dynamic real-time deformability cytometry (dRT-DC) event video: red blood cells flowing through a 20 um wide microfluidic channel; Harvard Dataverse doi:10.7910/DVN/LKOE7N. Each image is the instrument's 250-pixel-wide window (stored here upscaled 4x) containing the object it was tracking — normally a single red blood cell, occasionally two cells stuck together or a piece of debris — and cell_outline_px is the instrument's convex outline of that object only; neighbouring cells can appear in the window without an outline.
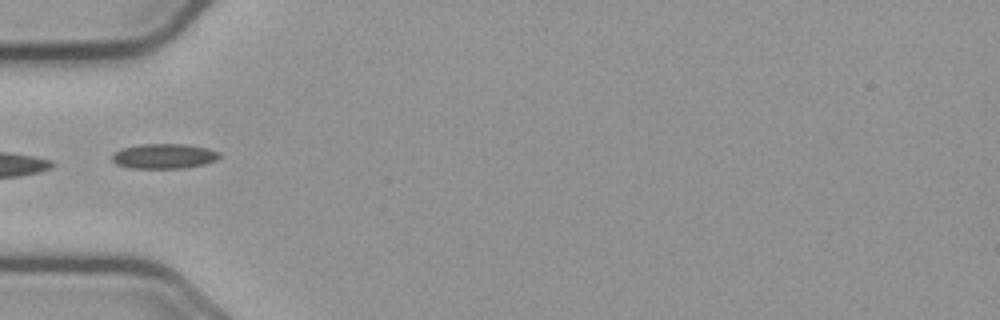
{"species": "common noctule bat (a hibernating species)", "species_latin": "Nyctalus noctula", "temperature_condition": "cold", "stored_images_in_passage": 22, "camera_frame_rate_fps": 3000, "um_per_image_px": 0.085, "animal": {"sex": "male", "body_mass_g": 23.1, "forearm_length_mm": 52.7}, "frame": {"image": 1, "passage_image": 1, "time_ms": 0.0, "image_size_px": [1000, 320], "cell_outline_px": [[220, 156], [216, 160], [204, 164], [184, 168], [132, 168], [116, 164], [112, 160], [112, 152], [120, 148], [140, 144], [184, 144], [208, 148], [220, 152]], "centroid_in_image_um": [13.91, 13.26], "position_along_channel_um": 71.1, "area_um2": 15.72}}